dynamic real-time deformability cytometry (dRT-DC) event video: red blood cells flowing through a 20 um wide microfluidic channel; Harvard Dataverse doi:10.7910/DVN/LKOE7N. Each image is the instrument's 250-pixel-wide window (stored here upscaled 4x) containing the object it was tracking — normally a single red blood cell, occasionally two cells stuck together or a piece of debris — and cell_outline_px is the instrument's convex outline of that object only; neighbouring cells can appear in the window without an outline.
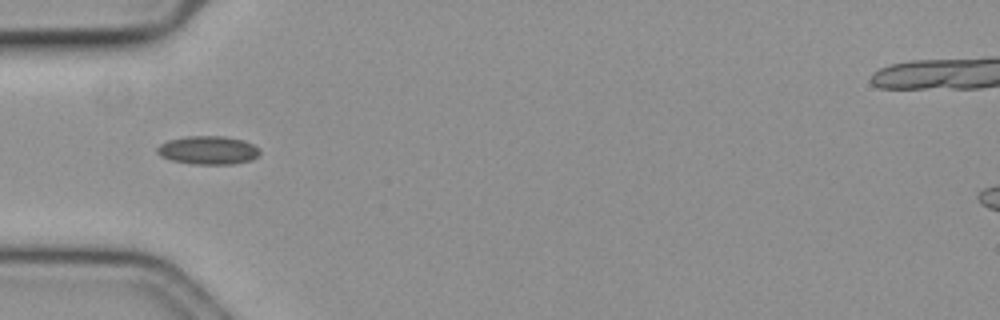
{"species": "common noctule bat (a hibernating species)", "species_latin": "Nyctalus noctula", "temperature_condition": "cold", "stored_images_in_passage": 3, "camera_frame_rate_fps": 3000, "um_per_image_px": 0.085, "animal": {"sex": "female", "body_mass_g": 19.3, "forearm_length_mm": 54.1}, "frame": {"image": 1, "passage_image": 1, "time_ms": 0.0, "image_size_px": [1000, 320], "cell_outline_px": [[260, 152], [252, 160], [232, 164], [192, 164], [172, 160], [160, 156], [156, 152], [156, 148], [160, 144], [168, 140], [188, 136], [224, 136], [244, 140], [260, 148]], "centroid_in_image_um": [17.68, 12.76], "position_along_channel_um": 67.3, "area_um2": 17.05}}